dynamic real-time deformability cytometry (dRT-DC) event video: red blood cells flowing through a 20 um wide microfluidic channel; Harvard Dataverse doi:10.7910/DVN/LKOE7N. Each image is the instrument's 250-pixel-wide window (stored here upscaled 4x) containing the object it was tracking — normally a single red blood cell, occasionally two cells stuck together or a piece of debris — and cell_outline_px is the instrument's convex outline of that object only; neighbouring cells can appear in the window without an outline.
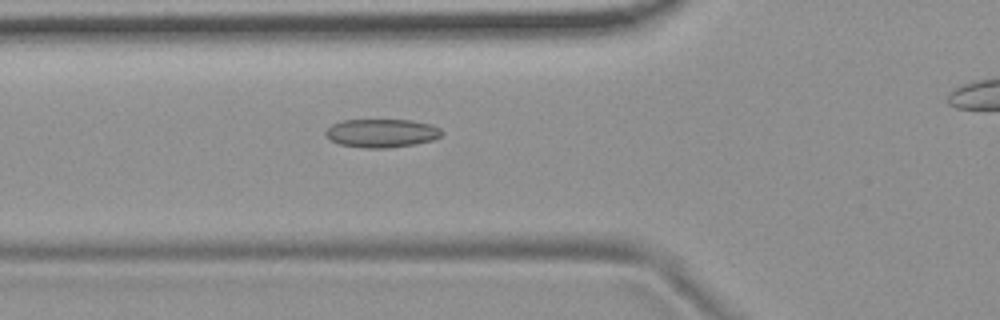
{"species": "common noctule bat (a hibernating species)", "species_latin": "Nyctalus noctula", "temperature_condition": "room temperature", "stored_images_in_passage": 49, "camera_frame_rate_fps": 3000, "um_per_image_px": 0.085, "animal": {"sex": "female", "body_mass_g": 19.9}, "frame": {"image": 1, "passage_image": 20, "time_ms": 6.333, "image_size_px": [1000, 320], "cell_outline_px": [[444, 132], [440, 136], [432, 140], [416, 144], [388, 148], [364, 148], [340, 144], [324, 136], [324, 132], [332, 124], [344, 120], [412, 120], [432, 124], [440, 128]], "centroid_in_image_um": [32.46, 11.31], "position_along_channel_um": 93.3, "area_um2": 19.36}}
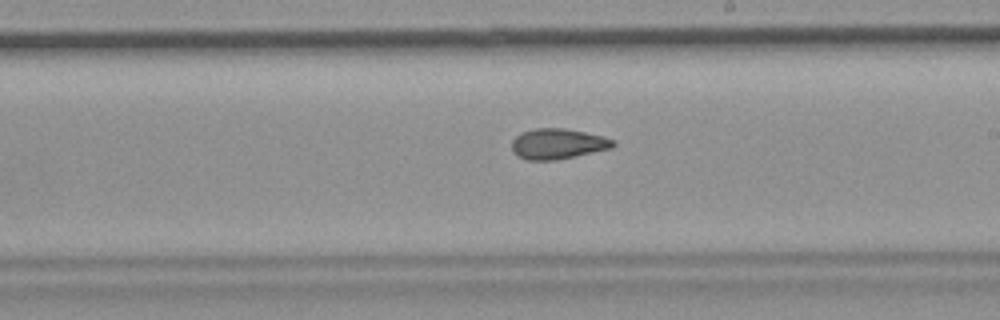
{"frame": {"image": 2, "passage_image": 32, "time_ms": 10.333, "image_size_px": [1000, 320], "cell_outline_px": [[616, 144], [612, 148], [556, 160], [528, 160], [516, 156], [512, 152], [512, 140], [520, 132], [536, 128], [564, 128], [604, 136], [616, 140]], "centroid_in_image_um": [47.4, 12.22], "position_along_channel_um": 241.6, "area_um2": 18.15}}
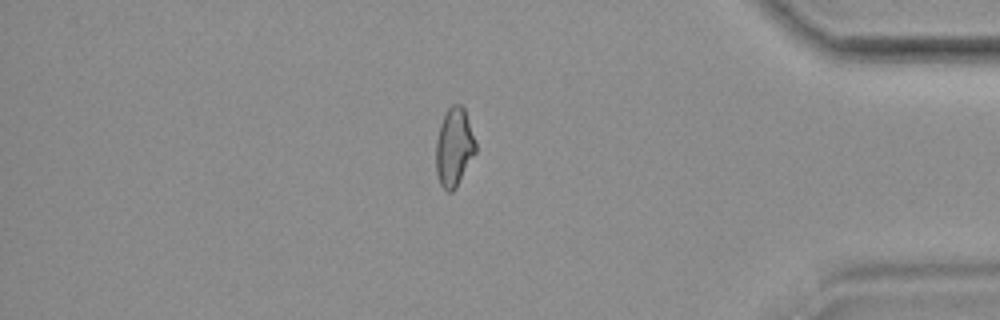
{"frame": {"image": 3, "passage_image": 47, "time_ms": 15.333, "image_size_px": [1000, 320], "cell_outline_px": [[476, 152], [456, 188], [452, 192], [448, 192], [440, 184], [436, 172], [436, 140], [440, 124], [444, 112], [452, 104], [460, 104], [464, 108], [476, 140]], "centroid_in_image_um": [38.6, 12.5], "position_along_channel_um": 396.6, "area_um2": 18.32}, "authors_computed_cell_mechanics": {"area_um2": 18.3226, "velocity_mm_per_s": 3.706, "shape_relaxation_time_tau1_ms": null, "shape_relaxation_time_tau2_ms": 2.4084, "deformation_change_tau1": null, "deformation_change_tau2": 0.0889}}